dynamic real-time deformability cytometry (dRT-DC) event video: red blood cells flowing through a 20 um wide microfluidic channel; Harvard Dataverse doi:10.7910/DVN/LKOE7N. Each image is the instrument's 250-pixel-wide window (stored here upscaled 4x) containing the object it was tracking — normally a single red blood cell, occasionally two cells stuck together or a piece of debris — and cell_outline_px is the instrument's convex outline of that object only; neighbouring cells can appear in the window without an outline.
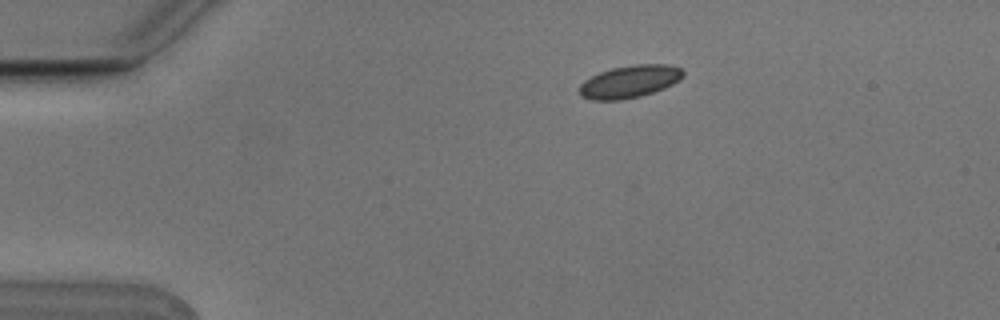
{"species": "Egyptian fruit bat (a non-hibernating species)", "species_latin": "Rousettus aegyptiacus", "temperature_condition": "cold", "stored_images_in_passage": 2, "camera_frame_rate_fps": 3000, "um_per_image_px": 0.085, "animal": {"sex": "male"}, "frame": {"image": 1, "passage_image": 1, "time_ms": 0.0, "image_size_px": [1000, 320], "cell_outline_px": [[684, 76], [680, 80], [664, 88], [640, 96], [620, 100], [592, 100], [580, 96], [580, 84], [584, 80], [600, 72], [612, 68], [636, 64], [668, 64], [680, 68], [684, 72]], "centroid_in_image_um": [53.52, 6.93], "position_along_channel_um": 31.5, "area_um2": 19.59}}